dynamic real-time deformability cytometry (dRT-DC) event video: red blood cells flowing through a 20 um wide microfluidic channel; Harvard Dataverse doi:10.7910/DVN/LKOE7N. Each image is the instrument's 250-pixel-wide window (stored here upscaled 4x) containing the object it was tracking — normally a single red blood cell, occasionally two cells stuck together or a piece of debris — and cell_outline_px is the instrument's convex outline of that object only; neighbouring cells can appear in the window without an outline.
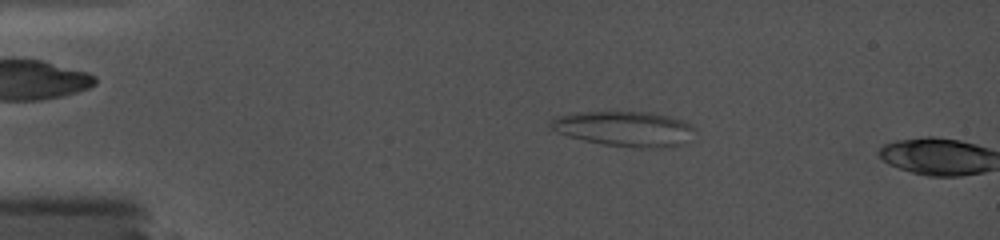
{"species": "common noctule bat (a hibernating species)", "species_latin": "Nyctalus noctula", "temperature_condition": "cold", "stored_images_in_passage": 9, "camera_frame_rate_fps": 5000, "um_per_image_px": 0.085, "animal": {"sex": "female", "body_mass_g": 19.0, "forearm_length_mm": 56.7}, "frame": {"image": 1, "passage_image": 7, "time_ms": 3.2, "image_size_px": [1000, 240], "cell_outline_px": [[696, 128], [688, 144], [660, 148], [632, 148], [604, 144], [584, 140], [568, 136], [556, 132], [548, 128], [548, 124], [556, 116], [576, 112], [652, 112], [684, 120], [692, 124]], "centroid_in_image_um": [53.13, 10.95], "position_along_channel_um": 31.9, "area_um2": 30.06}}